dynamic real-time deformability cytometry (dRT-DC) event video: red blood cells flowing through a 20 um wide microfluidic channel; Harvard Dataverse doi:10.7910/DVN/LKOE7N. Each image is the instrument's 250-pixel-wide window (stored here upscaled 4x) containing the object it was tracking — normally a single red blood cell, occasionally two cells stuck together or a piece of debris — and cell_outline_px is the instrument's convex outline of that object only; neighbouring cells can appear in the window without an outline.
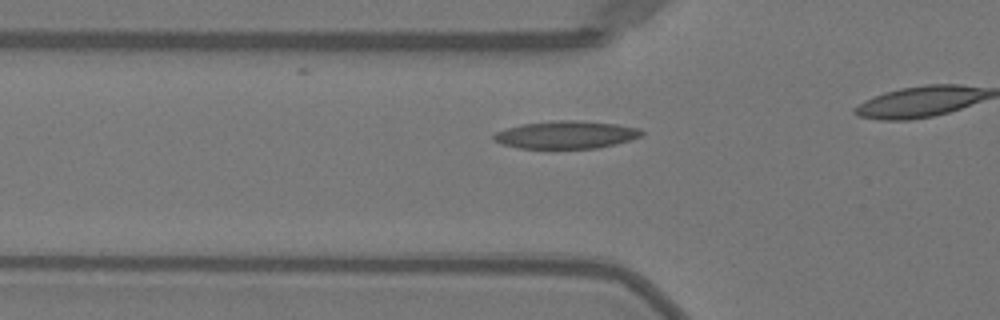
{"species": "Egyptian fruit bat (a non-hibernating species)", "species_latin": "Rousettus aegyptiacus", "temperature_condition": "warm", "stored_images_in_passage": 19, "camera_frame_rate_fps": 3000, "um_per_image_px": 0.085, "animal": {"sex": "female"}, "frame": {"image": 1, "passage_image": 14, "time_ms": 4.333, "image_size_px": [1000, 320], "cell_outline_px": [[644, 132], [640, 136], [628, 140], [600, 148], [520, 148], [504, 144], [492, 140], [492, 136], [496, 132], [508, 128], [524, 124], [552, 120], [572, 120], [616, 124], [640, 128]], "centroid_in_image_um": [48.11, 11.45], "position_along_channel_um": 77.7, "area_um2": 23.58}}